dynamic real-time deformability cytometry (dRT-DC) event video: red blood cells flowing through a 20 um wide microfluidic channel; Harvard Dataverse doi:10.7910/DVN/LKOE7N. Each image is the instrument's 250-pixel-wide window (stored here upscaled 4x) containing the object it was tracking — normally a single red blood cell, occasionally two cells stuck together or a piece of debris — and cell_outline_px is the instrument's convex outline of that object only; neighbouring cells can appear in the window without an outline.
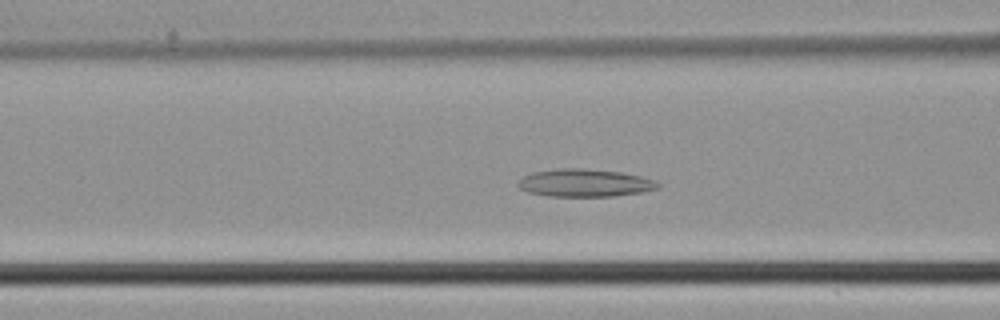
{"species": "common noctule bat (a hibernating species)", "species_latin": "Nyctalus noctula", "temperature_condition": "cold", "stored_images_in_passage": 44, "camera_frame_rate_fps": 3000, "um_per_image_px": 0.085, "animal": {"sex": "male", "body_mass_g": 21.5, "forearm_length_mm": 52.0}, "frame": {"image": 1, "passage_image": 16, "time_ms": 5.0, "image_size_px": [1000, 320], "cell_outline_px": [[660, 188], [640, 192], [612, 196], [548, 196], [528, 192], [520, 188], [516, 184], [524, 176], [532, 172], [560, 168], [580, 168], [620, 172], [640, 176], [652, 180], [660, 184]], "centroid_in_image_um": [49.67, 15.55], "position_along_channel_um": 116.9, "area_um2": 22.37}}
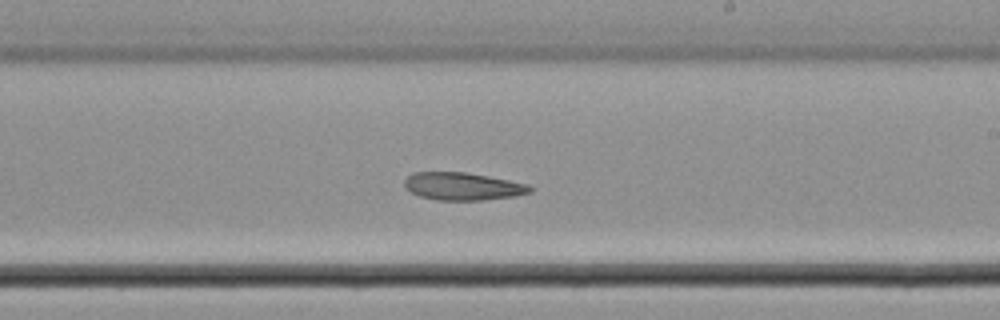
{"frame": {"image": 2, "passage_image": 25, "time_ms": 8.0, "image_size_px": [1000, 320], "cell_outline_px": [[532, 192], [516, 196], [484, 200], [436, 200], [420, 196], [408, 192], [404, 188], [404, 180], [408, 176], [416, 172], [464, 172], [488, 176], [528, 184], [532, 188]], "centroid_in_image_um": [39.31, 15.84], "position_along_channel_um": 249.7, "area_um2": 20.35}}
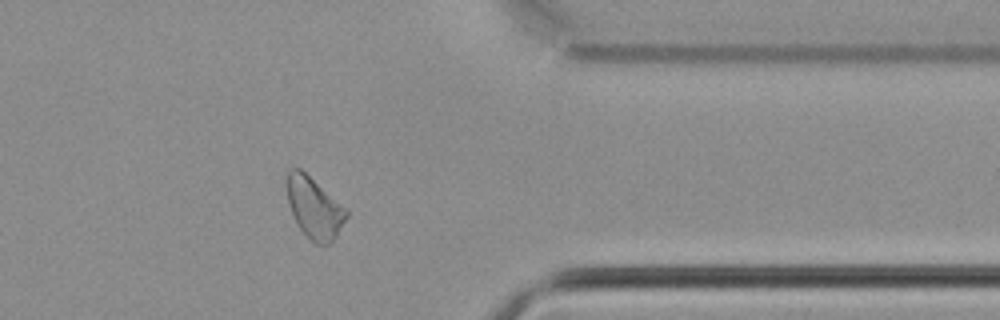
{"frame": {"image": 3, "passage_image": 35, "time_ms": 11.333, "image_size_px": [1000, 320], "cell_outline_px": [[348, 216], [336, 236], [328, 244], [316, 244], [296, 224], [288, 200], [284, 184], [288, 172], [292, 168], [300, 168], [348, 208]], "centroid_in_image_um": [26.71, 17.62], "position_along_channel_um": 384.7, "area_um2": 21.27}}